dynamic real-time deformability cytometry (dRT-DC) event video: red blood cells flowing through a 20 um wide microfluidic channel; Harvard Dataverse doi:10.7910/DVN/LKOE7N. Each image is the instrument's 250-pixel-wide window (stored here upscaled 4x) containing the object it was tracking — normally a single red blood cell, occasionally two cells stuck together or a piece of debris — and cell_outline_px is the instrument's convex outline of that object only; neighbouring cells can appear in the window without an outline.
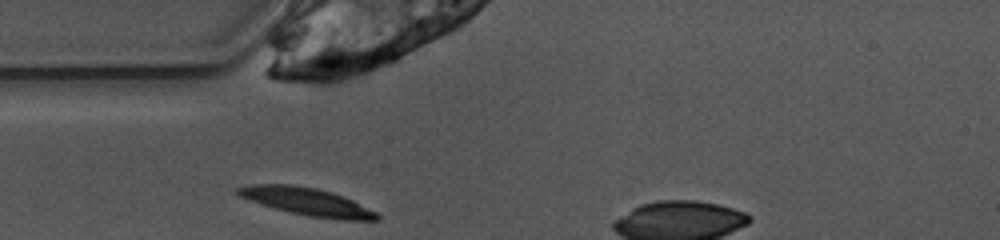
{"species": "common noctule bat (a hibernating species)", "species_latin": "Nyctalus noctula", "temperature_condition": "warm", "stored_images_in_passage": 25, "camera_frame_rate_fps": 3000, "um_per_image_px": 0.085, "animal": {"sex": "female", "body_mass_g": 10.0, "forearm_length_mm": 53.1}, "frame": {"image": 1, "passage_image": 1, "time_ms": 0.0, "image_size_px": [1000, 240], "cell_outline_px": [[380, 216], [376, 220], [348, 220], [308, 216], [276, 208], [240, 196], [236, 192], [236, 188], [248, 184], [292, 184], [316, 188], [332, 192], [344, 196], [376, 212]], "centroid_in_image_um": [26.11, 17.12], "position_along_channel_um": 58.9, "area_um2": 21.96}}
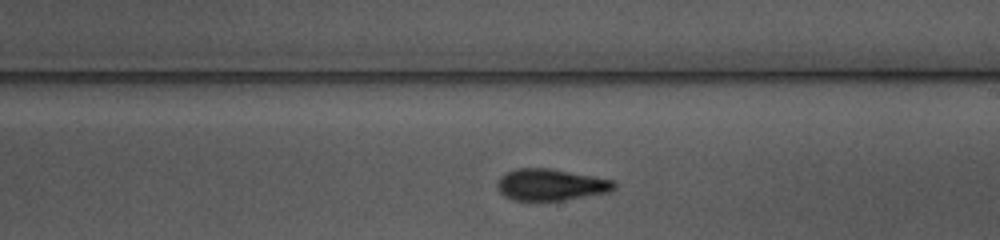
{"frame": {"image": 2, "passage_image": 15, "time_ms": 4.667, "image_size_px": [1000, 240], "cell_outline_px": [[616, 188], [612, 192], [560, 200], [512, 200], [504, 196], [496, 188], [496, 184], [500, 176], [504, 172], [516, 168], [548, 168], [616, 180]], "centroid_in_image_um": [46.81, 15.69], "position_along_channel_um": 242.2, "area_um2": 21.73}}
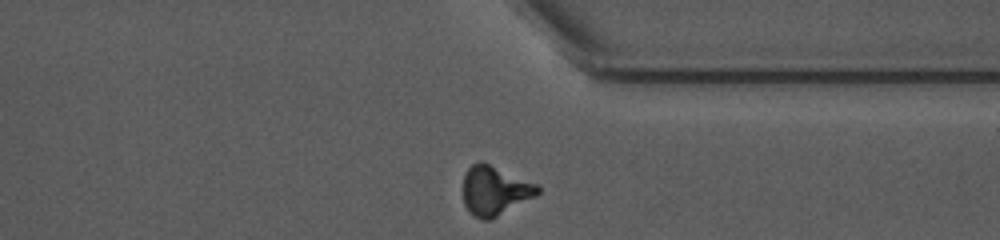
{"frame": {"image": 3, "passage_image": 25, "time_ms": 8.0, "image_size_px": [1000, 240], "cell_outline_px": [[540, 192], [536, 196], [488, 220], [480, 220], [468, 212], [464, 204], [464, 172], [472, 164], [480, 160], [540, 184]], "centroid_in_image_um": [42.06, 16.18], "position_along_channel_um": 369.3, "area_um2": 21.56}, "authors_computed_cell_mechanics": {"area_um2": 21.3282, "velocity_mm_per_s": 3.9022, "shape_relaxation_time_tau1_ms": 3.7317, "shape_relaxation_time_tau2_ms": 3.0913, "deformation_change_tau1": 0.1776, "deformation_change_tau2": 0.0803}}